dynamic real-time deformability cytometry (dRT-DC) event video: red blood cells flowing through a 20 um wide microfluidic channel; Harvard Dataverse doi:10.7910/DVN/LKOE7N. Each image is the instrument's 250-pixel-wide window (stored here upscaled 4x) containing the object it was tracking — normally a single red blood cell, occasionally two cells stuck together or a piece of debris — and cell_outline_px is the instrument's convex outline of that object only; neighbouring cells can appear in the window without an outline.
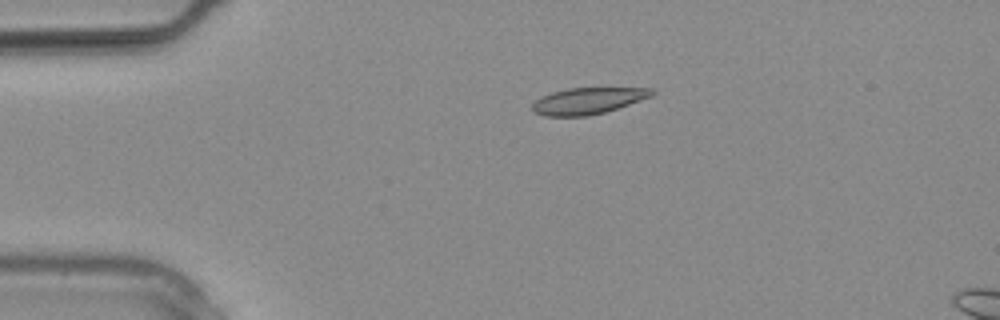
{"species": "common noctule bat (a hibernating species)", "species_latin": "Nyctalus noctula", "temperature_condition": "warm", "stored_images_in_passage": 4, "camera_frame_rate_fps": 3000, "um_per_image_px": 0.085, "animal": {"sex": "male", "body_mass_g": 20.4}, "frame": {"image": 1, "passage_image": 1, "time_ms": 0.0, "image_size_px": [1000, 320], "cell_outline_px": [[656, 92], [652, 96], [604, 112], [588, 116], [544, 116], [532, 112], [532, 104], [540, 96], [552, 92], [568, 88], [652, 88]], "centroid_in_image_um": [49.93, 8.57], "position_along_channel_um": 35.1, "area_um2": 18.38}}